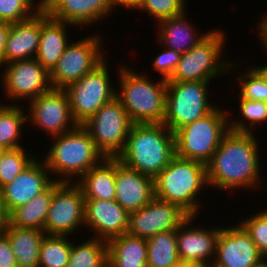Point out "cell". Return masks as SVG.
I'll use <instances>...</instances> for the list:
<instances>
[{"label": "cell", "instance_id": "obj_17", "mask_svg": "<svg viewBox=\"0 0 267 267\" xmlns=\"http://www.w3.org/2000/svg\"><path fill=\"white\" fill-rule=\"evenodd\" d=\"M37 160L35 158L12 182L0 189L8 215L15 208L31 201L54 182L49 178V170L45 162L42 164Z\"/></svg>", "mask_w": 267, "mask_h": 267}, {"label": "cell", "instance_id": "obj_41", "mask_svg": "<svg viewBox=\"0 0 267 267\" xmlns=\"http://www.w3.org/2000/svg\"><path fill=\"white\" fill-rule=\"evenodd\" d=\"M10 29V23L0 21V66H2V55L5 48L7 34Z\"/></svg>", "mask_w": 267, "mask_h": 267}, {"label": "cell", "instance_id": "obj_10", "mask_svg": "<svg viewBox=\"0 0 267 267\" xmlns=\"http://www.w3.org/2000/svg\"><path fill=\"white\" fill-rule=\"evenodd\" d=\"M109 80L107 63L104 60L94 70L64 88L77 125L85 123L104 104L116 97L117 91L112 88Z\"/></svg>", "mask_w": 267, "mask_h": 267}, {"label": "cell", "instance_id": "obj_34", "mask_svg": "<svg viewBox=\"0 0 267 267\" xmlns=\"http://www.w3.org/2000/svg\"><path fill=\"white\" fill-rule=\"evenodd\" d=\"M38 2L35 5L34 0H0V21L16 23L28 20L42 8V0Z\"/></svg>", "mask_w": 267, "mask_h": 267}, {"label": "cell", "instance_id": "obj_6", "mask_svg": "<svg viewBox=\"0 0 267 267\" xmlns=\"http://www.w3.org/2000/svg\"><path fill=\"white\" fill-rule=\"evenodd\" d=\"M225 112L214 108L204 117L178 129L174 133L176 156L206 165L229 131Z\"/></svg>", "mask_w": 267, "mask_h": 267}, {"label": "cell", "instance_id": "obj_32", "mask_svg": "<svg viewBox=\"0 0 267 267\" xmlns=\"http://www.w3.org/2000/svg\"><path fill=\"white\" fill-rule=\"evenodd\" d=\"M71 244L66 235H45L40 245L38 267H67Z\"/></svg>", "mask_w": 267, "mask_h": 267}, {"label": "cell", "instance_id": "obj_46", "mask_svg": "<svg viewBox=\"0 0 267 267\" xmlns=\"http://www.w3.org/2000/svg\"><path fill=\"white\" fill-rule=\"evenodd\" d=\"M261 76H262V78L266 81V83H267V65L265 66L264 65V67H260V68H258L257 66H256V68H254Z\"/></svg>", "mask_w": 267, "mask_h": 267}, {"label": "cell", "instance_id": "obj_43", "mask_svg": "<svg viewBox=\"0 0 267 267\" xmlns=\"http://www.w3.org/2000/svg\"><path fill=\"white\" fill-rule=\"evenodd\" d=\"M259 36L260 39L263 43V46L265 47V49L267 50V14L266 17L264 16V19L261 20L260 24H259Z\"/></svg>", "mask_w": 267, "mask_h": 267}, {"label": "cell", "instance_id": "obj_13", "mask_svg": "<svg viewBox=\"0 0 267 267\" xmlns=\"http://www.w3.org/2000/svg\"><path fill=\"white\" fill-rule=\"evenodd\" d=\"M189 215L178 205L154 198L146 206L129 213V235L148 239L154 235L176 230Z\"/></svg>", "mask_w": 267, "mask_h": 267}, {"label": "cell", "instance_id": "obj_26", "mask_svg": "<svg viewBox=\"0 0 267 267\" xmlns=\"http://www.w3.org/2000/svg\"><path fill=\"white\" fill-rule=\"evenodd\" d=\"M3 234L10 242L17 267H38L40 245L46 235L43 230L18 228L8 223Z\"/></svg>", "mask_w": 267, "mask_h": 267}, {"label": "cell", "instance_id": "obj_11", "mask_svg": "<svg viewBox=\"0 0 267 267\" xmlns=\"http://www.w3.org/2000/svg\"><path fill=\"white\" fill-rule=\"evenodd\" d=\"M100 45L99 35L69 44L50 72L52 88L64 89L99 66L104 61Z\"/></svg>", "mask_w": 267, "mask_h": 267}, {"label": "cell", "instance_id": "obj_4", "mask_svg": "<svg viewBox=\"0 0 267 267\" xmlns=\"http://www.w3.org/2000/svg\"><path fill=\"white\" fill-rule=\"evenodd\" d=\"M120 89L116 98L133 124L163 123L166 114L167 81L153 83L131 68H120Z\"/></svg>", "mask_w": 267, "mask_h": 267}, {"label": "cell", "instance_id": "obj_49", "mask_svg": "<svg viewBox=\"0 0 267 267\" xmlns=\"http://www.w3.org/2000/svg\"><path fill=\"white\" fill-rule=\"evenodd\" d=\"M260 267H267V261Z\"/></svg>", "mask_w": 267, "mask_h": 267}, {"label": "cell", "instance_id": "obj_25", "mask_svg": "<svg viewBox=\"0 0 267 267\" xmlns=\"http://www.w3.org/2000/svg\"><path fill=\"white\" fill-rule=\"evenodd\" d=\"M108 267H147V241L128 233L107 242Z\"/></svg>", "mask_w": 267, "mask_h": 267}, {"label": "cell", "instance_id": "obj_39", "mask_svg": "<svg viewBox=\"0 0 267 267\" xmlns=\"http://www.w3.org/2000/svg\"><path fill=\"white\" fill-rule=\"evenodd\" d=\"M167 49L168 50H164L165 52H162L156 56L153 62L154 68L162 74L161 78L166 81H168L174 73L182 55L173 49Z\"/></svg>", "mask_w": 267, "mask_h": 267}, {"label": "cell", "instance_id": "obj_35", "mask_svg": "<svg viewBox=\"0 0 267 267\" xmlns=\"http://www.w3.org/2000/svg\"><path fill=\"white\" fill-rule=\"evenodd\" d=\"M240 111L243 115L244 119L250 122V127H248L241 120L236 122H229V130L234 132H252L251 129L253 126L255 127L260 122H265L267 120V102L264 101H254V100H246L240 98ZM244 123V124H243ZM256 124V125H255ZM250 128V129H249Z\"/></svg>", "mask_w": 267, "mask_h": 267}, {"label": "cell", "instance_id": "obj_8", "mask_svg": "<svg viewBox=\"0 0 267 267\" xmlns=\"http://www.w3.org/2000/svg\"><path fill=\"white\" fill-rule=\"evenodd\" d=\"M224 37L222 31H209L197 45L181 55L168 81H210L218 73L232 69L231 63L224 64L220 59Z\"/></svg>", "mask_w": 267, "mask_h": 267}, {"label": "cell", "instance_id": "obj_3", "mask_svg": "<svg viewBox=\"0 0 267 267\" xmlns=\"http://www.w3.org/2000/svg\"><path fill=\"white\" fill-rule=\"evenodd\" d=\"M207 184L205 164L175 156L154 178L155 197L178 205L189 216H197L201 205L195 198Z\"/></svg>", "mask_w": 267, "mask_h": 267}, {"label": "cell", "instance_id": "obj_9", "mask_svg": "<svg viewBox=\"0 0 267 267\" xmlns=\"http://www.w3.org/2000/svg\"><path fill=\"white\" fill-rule=\"evenodd\" d=\"M132 125L126 109L116 97L82 124L106 158H117L123 151Z\"/></svg>", "mask_w": 267, "mask_h": 267}, {"label": "cell", "instance_id": "obj_16", "mask_svg": "<svg viewBox=\"0 0 267 267\" xmlns=\"http://www.w3.org/2000/svg\"><path fill=\"white\" fill-rule=\"evenodd\" d=\"M30 114L27 116L45 132L55 136L74 129L77 124L73 120L69 100L64 89L51 88L30 101ZM72 122V123H71ZM72 127H69V124ZM70 130H68V129ZM72 128V129H71Z\"/></svg>", "mask_w": 267, "mask_h": 267}, {"label": "cell", "instance_id": "obj_29", "mask_svg": "<svg viewBox=\"0 0 267 267\" xmlns=\"http://www.w3.org/2000/svg\"><path fill=\"white\" fill-rule=\"evenodd\" d=\"M147 241V267H177L180 257L177 229L160 232Z\"/></svg>", "mask_w": 267, "mask_h": 267}, {"label": "cell", "instance_id": "obj_5", "mask_svg": "<svg viewBox=\"0 0 267 267\" xmlns=\"http://www.w3.org/2000/svg\"><path fill=\"white\" fill-rule=\"evenodd\" d=\"M55 137L58 139L49 149L44 162L49 172L63 175L64 179H58L60 182H73L69 177L74 175L81 178L105 158L82 125Z\"/></svg>", "mask_w": 267, "mask_h": 267}, {"label": "cell", "instance_id": "obj_38", "mask_svg": "<svg viewBox=\"0 0 267 267\" xmlns=\"http://www.w3.org/2000/svg\"><path fill=\"white\" fill-rule=\"evenodd\" d=\"M240 225L251 236L259 252L267 259V221L259 214L243 219Z\"/></svg>", "mask_w": 267, "mask_h": 267}, {"label": "cell", "instance_id": "obj_22", "mask_svg": "<svg viewBox=\"0 0 267 267\" xmlns=\"http://www.w3.org/2000/svg\"><path fill=\"white\" fill-rule=\"evenodd\" d=\"M193 218L195 219V216H189L177 228V247L180 260L205 263L209 260L208 262L212 264L210 258L215 254L216 242L221 228H214L209 231L201 227H192L185 230L184 228L190 226L189 223Z\"/></svg>", "mask_w": 267, "mask_h": 267}, {"label": "cell", "instance_id": "obj_12", "mask_svg": "<svg viewBox=\"0 0 267 267\" xmlns=\"http://www.w3.org/2000/svg\"><path fill=\"white\" fill-rule=\"evenodd\" d=\"M70 186V187H69ZM85 224V199L76 183L62 182L53 192L43 231L47 235H69Z\"/></svg>", "mask_w": 267, "mask_h": 267}, {"label": "cell", "instance_id": "obj_30", "mask_svg": "<svg viewBox=\"0 0 267 267\" xmlns=\"http://www.w3.org/2000/svg\"><path fill=\"white\" fill-rule=\"evenodd\" d=\"M4 105H0V147L5 150L22 147L18 138L22 135L21 125L28 120V115H24L19 106Z\"/></svg>", "mask_w": 267, "mask_h": 267}, {"label": "cell", "instance_id": "obj_45", "mask_svg": "<svg viewBox=\"0 0 267 267\" xmlns=\"http://www.w3.org/2000/svg\"><path fill=\"white\" fill-rule=\"evenodd\" d=\"M177 267H213L210 263L193 262V261H180Z\"/></svg>", "mask_w": 267, "mask_h": 267}, {"label": "cell", "instance_id": "obj_1", "mask_svg": "<svg viewBox=\"0 0 267 267\" xmlns=\"http://www.w3.org/2000/svg\"><path fill=\"white\" fill-rule=\"evenodd\" d=\"M253 132L229 130L206 164L209 186L220 189L255 188L259 179L258 144ZM247 186V187H246Z\"/></svg>", "mask_w": 267, "mask_h": 267}, {"label": "cell", "instance_id": "obj_36", "mask_svg": "<svg viewBox=\"0 0 267 267\" xmlns=\"http://www.w3.org/2000/svg\"><path fill=\"white\" fill-rule=\"evenodd\" d=\"M184 3L185 0H141L134 9L147 10L150 15L161 21L186 14Z\"/></svg>", "mask_w": 267, "mask_h": 267}, {"label": "cell", "instance_id": "obj_20", "mask_svg": "<svg viewBox=\"0 0 267 267\" xmlns=\"http://www.w3.org/2000/svg\"><path fill=\"white\" fill-rule=\"evenodd\" d=\"M113 8L110 0H42V9L48 16L68 26L92 24Z\"/></svg>", "mask_w": 267, "mask_h": 267}, {"label": "cell", "instance_id": "obj_48", "mask_svg": "<svg viewBox=\"0 0 267 267\" xmlns=\"http://www.w3.org/2000/svg\"><path fill=\"white\" fill-rule=\"evenodd\" d=\"M5 151V149L4 148H2V147H0V158H1V155H2V153Z\"/></svg>", "mask_w": 267, "mask_h": 267}, {"label": "cell", "instance_id": "obj_7", "mask_svg": "<svg viewBox=\"0 0 267 267\" xmlns=\"http://www.w3.org/2000/svg\"><path fill=\"white\" fill-rule=\"evenodd\" d=\"M209 81H167L166 114L163 123L175 133L211 112ZM208 100V101H207Z\"/></svg>", "mask_w": 267, "mask_h": 267}, {"label": "cell", "instance_id": "obj_2", "mask_svg": "<svg viewBox=\"0 0 267 267\" xmlns=\"http://www.w3.org/2000/svg\"><path fill=\"white\" fill-rule=\"evenodd\" d=\"M175 156L174 133L164 123H145L132 125L117 159L127 167L155 178Z\"/></svg>", "mask_w": 267, "mask_h": 267}, {"label": "cell", "instance_id": "obj_31", "mask_svg": "<svg viewBox=\"0 0 267 267\" xmlns=\"http://www.w3.org/2000/svg\"><path fill=\"white\" fill-rule=\"evenodd\" d=\"M92 239L76 246L71 244L67 267H107V241Z\"/></svg>", "mask_w": 267, "mask_h": 267}, {"label": "cell", "instance_id": "obj_28", "mask_svg": "<svg viewBox=\"0 0 267 267\" xmlns=\"http://www.w3.org/2000/svg\"><path fill=\"white\" fill-rule=\"evenodd\" d=\"M185 14L166 18L159 21L161 42L167 43V47L183 54L197 45L208 33L197 36L194 34L193 27L185 20Z\"/></svg>", "mask_w": 267, "mask_h": 267}, {"label": "cell", "instance_id": "obj_21", "mask_svg": "<svg viewBox=\"0 0 267 267\" xmlns=\"http://www.w3.org/2000/svg\"><path fill=\"white\" fill-rule=\"evenodd\" d=\"M41 33V9L30 19L10 23L2 65L18 60L35 58Z\"/></svg>", "mask_w": 267, "mask_h": 267}, {"label": "cell", "instance_id": "obj_47", "mask_svg": "<svg viewBox=\"0 0 267 267\" xmlns=\"http://www.w3.org/2000/svg\"><path fill=\"white\" fill-rule=\"evenodd\" d=\"M267 221V209L259 213Z\"/></svg>", "mask_w": 267, "mask_h": 267}, {"label": "cell", "instance_id": "obj_37", "mask_svg": "<svg viewBox=\"0 0 267 267\" xmlns=\"http://www.w3.org/2000/svg\"><path fill=\"white\" fill-rule=\"evenodd\" d=\"M239 81L241 98L267 102V83L254 67L246 75L239 77Z\"/></svg>", "mask_w": 267, "mask_h": 267}, {"label": "cell", "instance_id": "obj_18", "mask_svg": "<svg viewBox=\"0 0 267 267\" xmlns=\"http://www.w3.org/2000/svg\"><path fill=\"white\" fill-rule=\"evenodd\" d=\"M115 200L128 213L139 210L155 198L154 178L139 173L116 158Z\"/></svg>", "mask_w": 267, "mask_h": 267}, {"label": "cell", "instance_id": "obj_14", "mask_svg": "<svg viewBox=\"0 0 267 267\" xmlns=\"http://www.w3.org/2000/svg\"><path fill=\"white\" fill-rule=\"evenodd\" d=\"M215 256L213 267H260L267 261L241 225L220 229Z\"/></svg>", "mask_w": 267, "mask_h": 267}, {"label": "cell", "instance_id": "obj_33", "mask_svg": "<svg viewBox=\"0 0 267 267\" xmlns=\"http://www.w3.org/2000/svg\"><path fill=\"white\" fill-rule=\"evenodd\" d=\"M22 148L5 150L0 158V189L12 182L35 158ZM31 157V158H30Z\"/></svg>", "mask_w": 267, "mask_h": 267}, {"label": "cell", "instance_id": "obj_15", "mask_svg": "<svg viewBox=\"0 0 267 267\" xmlns=\"http://www.w3.org/2000/svg\"><path fill=\"white\" fill-rule=\"evenodd\" d=\"M6 66L2 80L9 98L30 97L32 101L52 88L50 73L35 58L10 62Z\"/></svg>", "mask_w": 267, "mask_h": 267}, {"label": "cell", "instance_id": "obj_24", "mask_svg": "<svg viewBox=\"0 0 267 267\" xmlns=\"http://www.w3.org/2000/svg\"><path fill=\"white\" fill-rule=\"evenodd\" d=\"M81 179L76 183L81 187L85 200H115L116 158L105 157Z\"/></svg>", "mask_w": 267, "mask_h": 267}, {"label": "cell", "instance_id": "obj_23", "mask_svg": "<svg viewBox=\"0 0 267 267\" xmlns=\"http://www.w3.org/2000/svg\"><path fill=\"white\" fill-rule=\"evenodd\" d=\"M66 22L52 19L41 8L40 43L35 59L50 73L69 45Z\"/></svg>", "mask_w": 267, "mask_h": 267}, {"label": "cell", "instance_id": "obj_42", "mask_svg": "<svg viewBox=\"0 0 267 267\" xmlns=\"http://www.w3.org/2000/svg\"><path fill=\"white\" fill-rule=\"evenodd\" d=\"M7 225H8V213L5 210L0 193V234L3 233Z\"/></svg>", "mask_w": 267, "mask_h": 267}, {"label": "cell", "instance_id": "obj_27", "mask_svg": "<svg viewBox=\"0 0 267 267\" xmlns=\"http://www.w3.org/2000/svg\"><path fill=\"white\" fill-rule=\"evenodd\" d=\"M62 182L54 179V182L31 201L15 208L8 215V223L18 228H35L43 230L48 210L51 206L54 190Z\"/></svg>", "mask_w": 267, "mask_h": 267}, {"label": "cell", "instance_id": "obj_19", "mask_svg": "<svg viewBox=\"0 0 267 267\" xmlns=\"http://www.w3.org/2000/svg\"><path fill=\"white\" fill-rule=\"evenodd\" d=\"M85 225L98 233L95 238L108 242L127 233L129 213L116 200H85Z\"/></svg>", "mask_w": 267, "mask_h": 267}, {"label": "cell", "instance_id": "obj_44", "mask_svg": "<svg viewBox=\"0 0 267 267\" xmlns=\"http://www.w3.org/2000/svg\"><path fill=\"white\" fill-rule=\"evenodd\" d=\"M113 7L124 6L134 9L141 0H110Z\"/></svg>", "mask_w": 267, "mask_h": 267}, {"label": "cell", "instance_id": "obj_40", "mask_svg": "<svg viewBox=\"0 0 267 267\" xmlns=\"http://www.w3.org/2000/svg\"><path fill=\"white\" fill-rule=\"evenodd\" d=\"M0 267H17L10 242L3 233L0 234Z\"/></svg>", "mask_w": 267, "mask_h": 267}]
</instances>
